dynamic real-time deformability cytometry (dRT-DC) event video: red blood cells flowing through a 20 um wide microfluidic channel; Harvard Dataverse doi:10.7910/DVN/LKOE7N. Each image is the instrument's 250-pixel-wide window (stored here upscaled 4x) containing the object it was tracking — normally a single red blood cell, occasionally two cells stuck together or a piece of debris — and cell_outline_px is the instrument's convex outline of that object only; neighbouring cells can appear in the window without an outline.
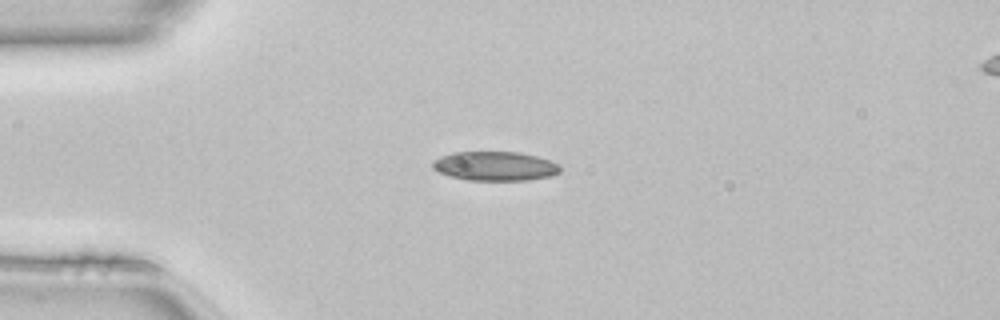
{"species": "common noctule bat (a hibernating species)", "species_latin": "Nyctalus noctula", "temperature_condition": "room temperature", "stored_images_in_passage": 38, "camera_frame_rate_fps": 3000, "um_per_image_px": 0.085, "animal": {"sex": "female", "body_mass_g": 22.7, "forearm_length_mm": 54.2}, "frame": {"image": 1, "passage_image": 1, "time_ms": 0.0, "image_size_px": [1000, 320], "cell_outline_px": [[560, 172], [552, 176], [528, 180], [468, 180], [448, 176], [432, 168], [432, 160], [440, 156], [452, 152], [520, 152], [536, 156], [560, 164]], "centroid_in_image_um": [42.06, 14.12], "position_along_channel_um": 42.9, "area_um2": 21.85}}
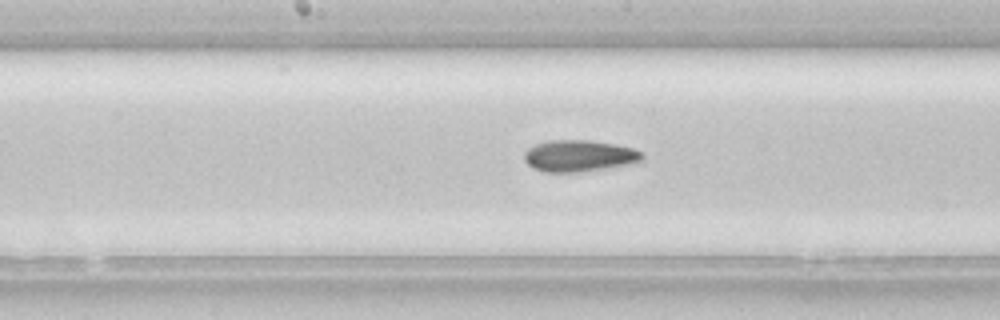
{"frame": {"image": 2, "passage_image": 14, "time_ms": 4.333, "image_size_px": [1000, 320], "cell_outline_px": [[644, 156], [640, 160], [624, 164], [580, 172], [544, 172], [532, 168], [524, 160], [524, 152], [528, 148], [536, 144], [552, 140], [592, 140], [616, 144], [632, 148], [640, 152]], "centroid_in_image_um": [49.15, 13.24], "position_along_channel_um": 199.0, "area_um2": 21.39}}
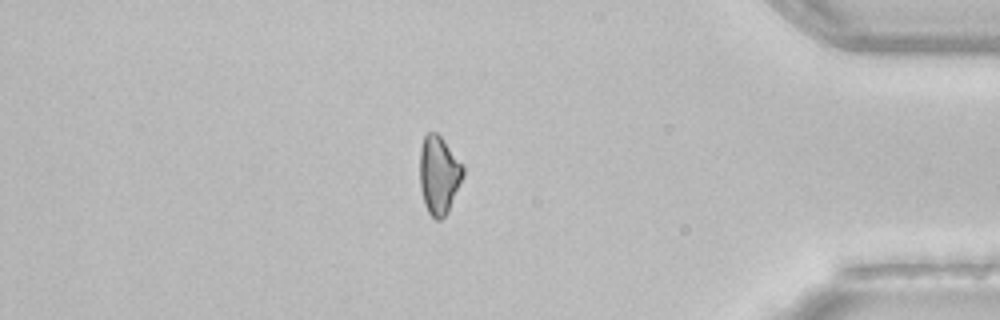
{"frame": {"image": 3, "passage_image": 31, "time_ms": 10.0, "image_size_px": [1000, 320], "cell_outline_px": [[464, 176], [448, 212], [440, 220], [436, 220], [428, 212], [424, 204], [420, 188], [420, 148], [424, 136], [428, 132], [436, 132], [440, 136], [464, 168]], "centroid_in_image_um": [37.29, 14.9], "position_along_channel_um": 397.9, "area_um2": 19.59}, "authors_computed_cell_mechanics": {"area_um2": 20.7502, "velocity_mm_per_s": 4.1341, "shape_relaxation_time_tau1_ms": null, "shape_relaxation_time_tau2_ms": 11.2308, "deformation_change_tau1": null, "deformation_change_tau2": 0.1965}}